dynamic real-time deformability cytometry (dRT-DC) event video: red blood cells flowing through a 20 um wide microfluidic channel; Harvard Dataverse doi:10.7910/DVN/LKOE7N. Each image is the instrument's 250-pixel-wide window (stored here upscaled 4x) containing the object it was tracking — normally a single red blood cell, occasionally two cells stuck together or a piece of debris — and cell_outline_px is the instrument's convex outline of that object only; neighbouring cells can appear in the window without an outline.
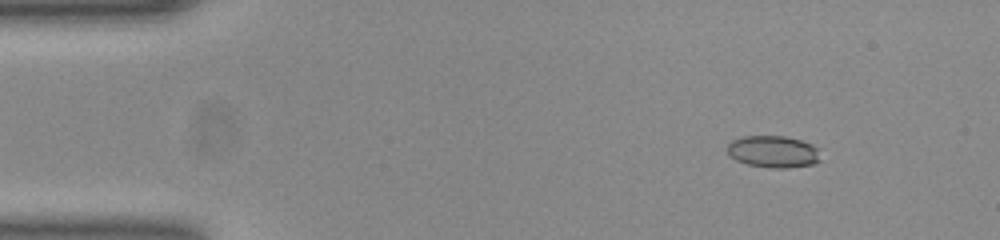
{"species": "common noctule bat (a hibernating species)", "species_latin": "Nyctalus noctula", "temperature_condition": "room temperature", "stored_images_in_passage": 48, "camera_frame_rate_fps": 3000, "um_per_image_px": 0.085, "animal": {"sex": "female", "body_mass_g": 23.0, "forearm_length_mm": 53.4}, "frame": {"image": 1, "passage_image": 2, "time_ms": 0.333, "image_size_px": [1000, 240], "cell_outline_px": [[820, 160], [812, 164], [784, 168], [772, 168], [748, 164], [736, 160], [728, 152], [728, 144], [732, 140], [740, 136], [784, 136], [800, 140], [812, 144], [820, 148]], "centroid_in_image_um": [65.75, 12.88], "position_along_channel_um": 19.2, "area_um2": 17.34}}
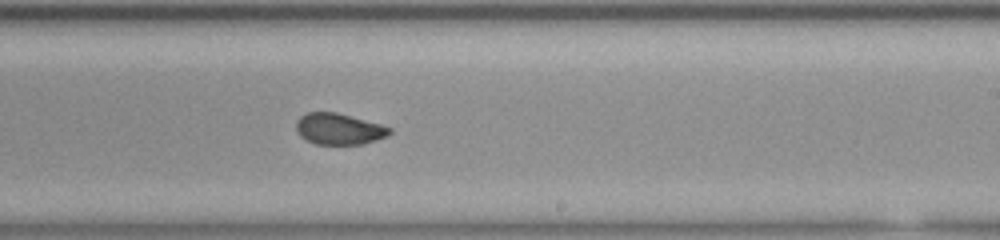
{"frame": {"image": 2, "passage_image": 27, "time_ms": 8.667, "image_size_px": [1000, 240], "cell_outline_px": [[392, 132], [388, 136], [364, 144], [316, 144], [300, 136], [296, 128], [296, 120], [300, 116], [308, 112], [336, 112], [380, 124], [392, 128]], "centroid_in_image_um": [28.82, 10.96], "position_along_channel_um": 260.2, "area_um2": 16.99}}
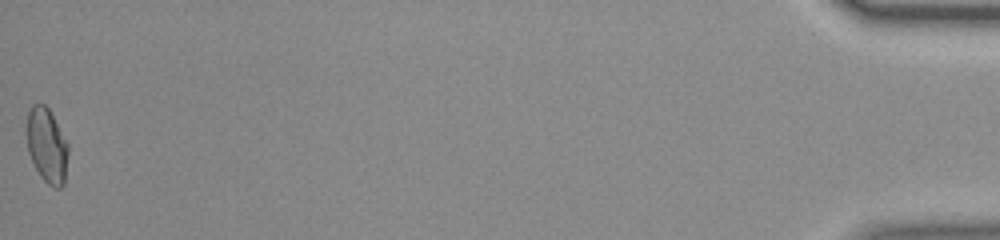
{"frame": {"image": 3, "passage_image": 48, "time_ms": 15.667, "image_size_px": [1000, 240], "cell_outline_px": [[68, 152], [64, 184], [60, 188], [56, 188], [48, 184], [40, 176], [28, 152], [24, 132], [28, 112], [32, 104], [44, 104], [48, 108], [68, 144]], "centroid_in_image_um": [3.94, 12.35], "position_along_channel_um": 431.3, "area_um2": 18.21}, "authors_computed_cell_mechanics": {"area_um2": 17.7157, "velocity_mm_per_s": 3.9208, "shape_relaxation_time_tau1_ms": 7.7048, "shape_relaxation_time_tau2_ms": 1.3006, "deformation_change_tau1": 0.1591, "deformation_change_tau2": 0.0565}}